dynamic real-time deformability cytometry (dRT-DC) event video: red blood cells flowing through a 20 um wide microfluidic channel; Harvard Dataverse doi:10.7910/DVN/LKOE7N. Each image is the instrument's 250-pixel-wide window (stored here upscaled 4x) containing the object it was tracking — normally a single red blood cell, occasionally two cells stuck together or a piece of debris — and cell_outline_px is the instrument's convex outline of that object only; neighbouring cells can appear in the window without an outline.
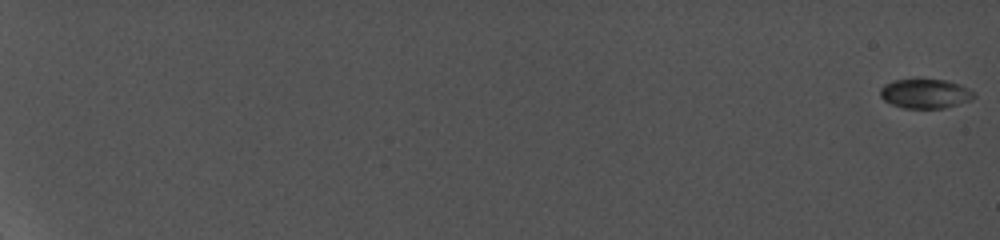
{"species": "common noctule bat (a hibernating species)", "species_latin": "Nyctalus noctula", "temperature_condition": "cold", "stored_images_in_passage": 68, "camera_frame_rate_fps": 5000, "um_per_image_px": 0.085, "animal": {"sex": "female", "body_mass_g": 19.0, "forearm_length_mm": 56.7}, "frame": {"image": 1, "passage_image": 1, "time_ms": 0.0, "image_size_px": [1000, 240], "cell_outline_px": [[976, 96], [972, 100], [944, 108], [904, 108], [892, 104], [884, 100], [880, 96], [880, 88], [884, 84], [892, 80], [948, 80], [960, 84], [968, 88]], "centroid_in_image_um": [78.65, 7.96], "position_along_channel_um": 6.4, "area_um2": 16.01}}
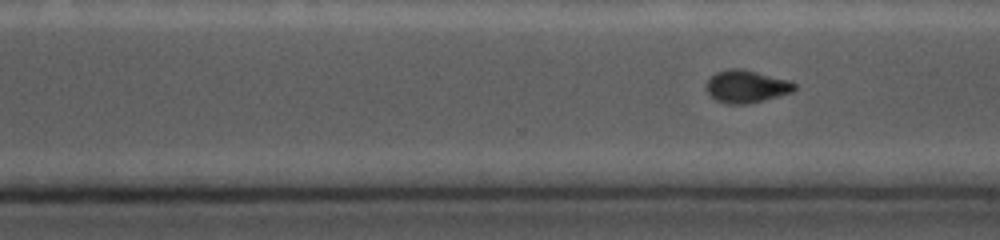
{"frame": {"image": 2, "passage_image": 55, "time_ms": 15.2, "image_size_px": [1000, 240], "cell_outline_px": [[796, 88], [792, 92], [748, 104], [728, 104], [716, 100], [704, 88], [708, 80], [716, 72], [728, 68], [740, 68], [788, 80], [796, 84]], "centroid_in_image_um": [63.41, 7.35], "position_along_channel_um": 307.2, "area_um2": 16.59}}
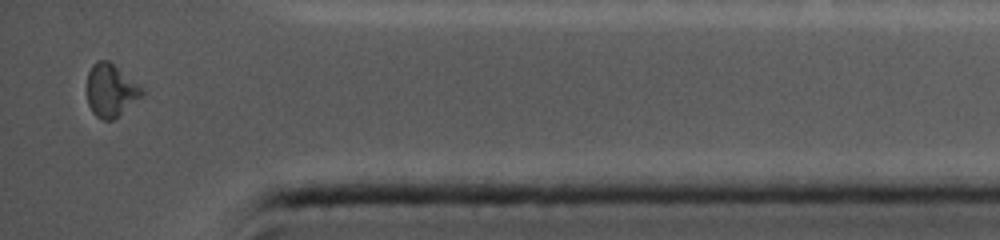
{"frame": {"image": 3, "passage_image": 68, "time_ms": 18.4, "image_size_px": [1000, 240], "cell_outline_px": [[144, 92], [140, 96], [112, 120], [104, 120], [96, 116], [92, 112], [88, 104], [88, 72], [92, 64], [96, 60], [108, 60], [144, 88]], "centroid_in_image_um": [9.39, 7.65], "position_along_channel_um": 425.8, "area_um2": 16.53}}